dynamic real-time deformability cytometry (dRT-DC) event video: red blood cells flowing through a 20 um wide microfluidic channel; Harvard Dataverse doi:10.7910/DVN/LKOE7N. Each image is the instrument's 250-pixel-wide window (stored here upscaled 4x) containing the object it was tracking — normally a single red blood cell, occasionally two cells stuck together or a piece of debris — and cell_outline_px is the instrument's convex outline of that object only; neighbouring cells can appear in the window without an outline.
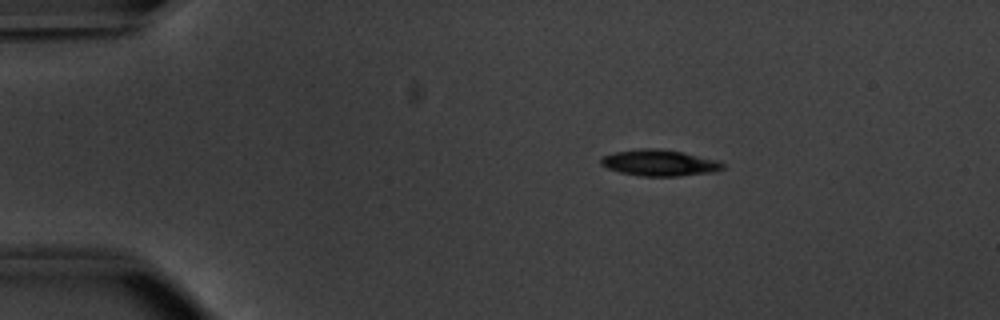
{"species": "common noctule bat (a hibernating species)", "species_latin": "Nyctalus noctula", "temperature_condition": "warm", "stored_images_in_passage": 44, "camera_frame_rate_fps": 3000, "um_per_image_px": 0.085, "animal": {"sex": "male", "body_mass_g": 20.1, "forearm_length_mm": 53.5}, "frame": {"image": 1, "passage_image": 1, "time_ms": 0.0, "image_size_px": [1000, 320], "cell_outline_px": [[724, 168], [716, 172], [676, 176], [640, 176], [620, 172], [608, 168], [600, 164], [600, 160], [604, 156], [616, 152], [640, 148], [656, 148], [680, 152], [716, 160], [724, 164]], "centroid_in_image_um": [56.05, 13.85], "position_along_channel_um": 29.0, "area_um2": 18.38}}
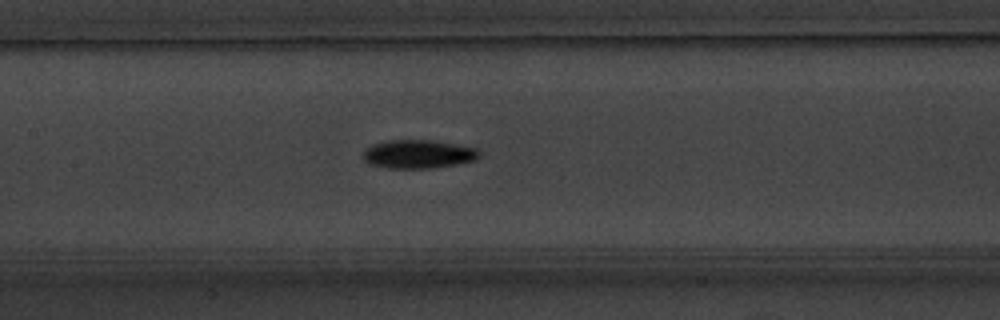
{"frame": {"image": 2, "passage_image": 17, "time_ms": 5.333, "image_size_px": [1000, 320], "cell_outline_px": [[480, 156], [476, 160], [456, 164], [428, 168], [388, 168], [372, 164], [364, 160], [364, 152], [372, 144], [388, 140], [432, 140], [476, 148], [480, 152]], "centroid_in_image_um": [35.57, 13.09], "position_along_channel_um": 171.8, "area_um2": 19.07}}
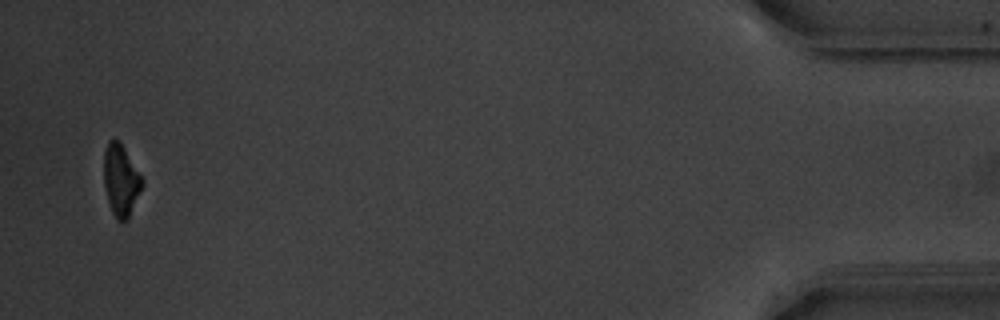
{"frame": {"image": 3, "passage_image": 43, "time_ms": 14.0, "image_size_px": [1000, 320], "cell_outline_px": [[144, 184], [128, 220], [116, 220], [112, 212], [108, 200], [104, 184], [104, 152], [108, 140], [120, 140], [144, 180]], "centroid_in_image_um": [10.29, 15.31], "position_along_channel_um": 424.9, "area_um2": 16.07}, "authors_computed_cell_mechanics": {"area_um2": 18.0047, "velocity_mm_per_s": 3.8501, "shape_relaxation_time_tau1_ms": 2.7258, "shape_relaxation_time_tau2_ms": null, "deformation_change_tau1": 0.1219, "deformation_change_tau2": null}}